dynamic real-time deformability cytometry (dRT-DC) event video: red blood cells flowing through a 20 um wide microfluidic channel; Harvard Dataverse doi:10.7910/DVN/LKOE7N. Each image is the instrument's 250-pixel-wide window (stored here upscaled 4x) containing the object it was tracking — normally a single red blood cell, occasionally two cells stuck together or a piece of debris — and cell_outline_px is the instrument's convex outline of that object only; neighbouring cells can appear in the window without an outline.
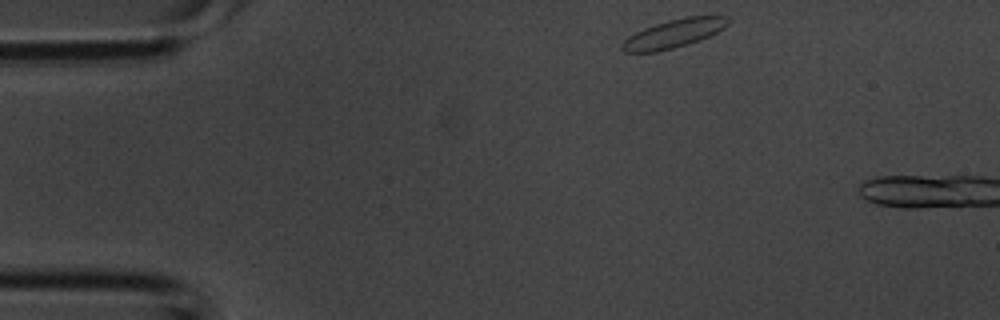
{"species": "common noctule bat (a hibernating species)", "species_latin": "Nyctalus noctula", "temperature_condition": "room temperature", "stored_images_in_passage": 3, "camera_frame_rate_fps": 3000, "um_per_image_px": 0.085, "animal": {"sex": "male", "body_mass_g": 20.1, "forearm_length_mm": 53.5}, "frame": {"image": 1, "passage_image": 1, "time_ms": 0.0, "image_size_px": [1000, 320], "cell_outline_px": [[732, 20], [724, 28], [700, 40], [672, 48], [656, 52], [624, 52], [620, 48], [620, 44], [628, 36], [644, 28], [668, 20], [684, 16], [728, 16]], "centroid_in_image_um": [57.27, 2.84], "position_along_channel_um": 27.7, "area_um2": 17.57}}